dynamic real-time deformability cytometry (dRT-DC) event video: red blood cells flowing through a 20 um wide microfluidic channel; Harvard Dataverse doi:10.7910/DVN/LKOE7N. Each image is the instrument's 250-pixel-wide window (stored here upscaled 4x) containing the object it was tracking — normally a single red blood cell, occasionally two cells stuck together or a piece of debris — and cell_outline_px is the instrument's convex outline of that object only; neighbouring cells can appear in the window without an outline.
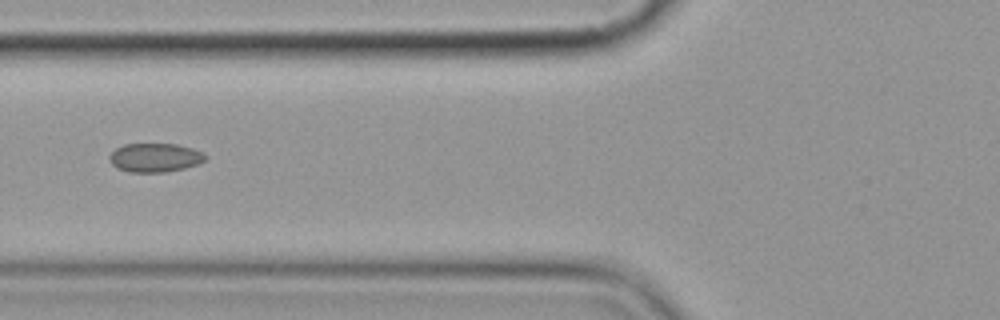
{"species": "common noctule bat (a hibernating species)", "species_latin": "Nyctalus noctula", "temperature_condition": "cold", "stored_images_in_passage": 9, "camera_frame_rate_fps": 3000, "um_per_image_px": 0.085, "animal": {"sex": "female", "body_mass_g": 19.9}, "frame": {"image": 1, "passage_image": 7, "time_ms": 7.0, "image_size_px": [1000, 320], "cell_outline_px": [[208, 156], [204, 160], [196, 164], [184, 168], [164, 172], [128, 172], [116, 168], [108, 160], [108, 156], [116, 148], [124, 144], [176, 144], [192, 148]], "centroid_in_image_um": [13.12, 13.4], "position_along_channel_um": 112.7, "area_um2": 16.07}}
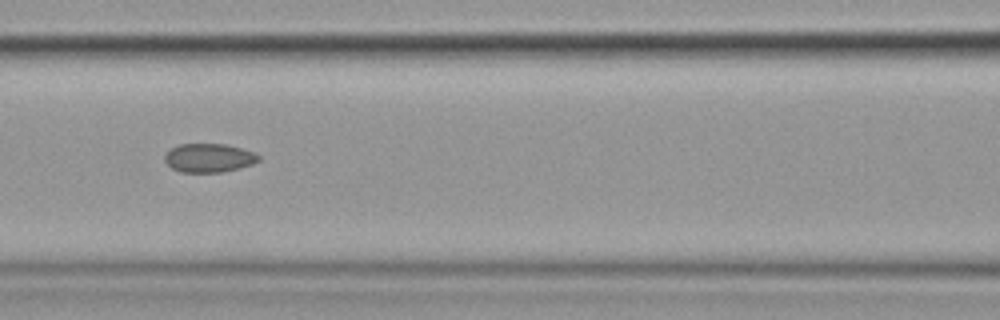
{"frame": {"image": 2, "passage_image": 8, "time_ms": 8.0, "image_size_px": [1000, 320], "cell_outline_px": [[260, 160], [252, 164], [240, 168], [224, 172], [180, 172], [172, 168], [164, 160], [164, 156], [172, 148], [180, 144], [224, 144], [240, 148], [252, 152], [260, 156]], "centroid_in_image_um": [17.76, 13.43], "position_along_channel_um": 148.8, "area_um2": 15.61}}
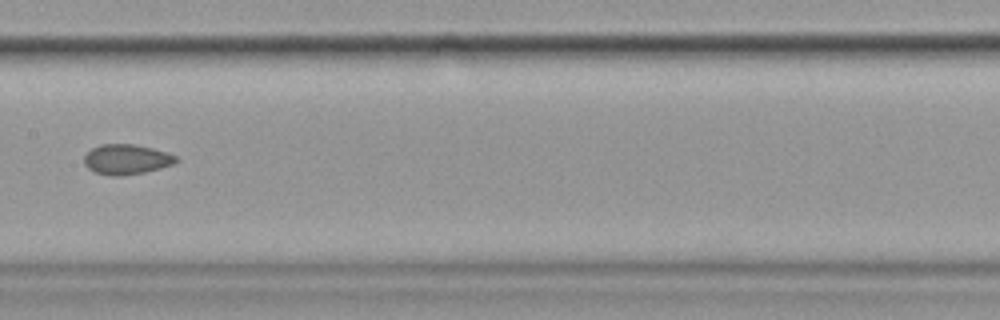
{"frame": {"image": 3, "passage_image": 9, "time_ms": 9.333, "image_size_px": [1000, 320], "cell_outline_px": [[180, 160], [172, 164], [160, 168], [144, 172], [120, 176], [112, 176], [96, 172], [88, 168], [84, 164], [84, 156], [92, 148], [100, 144], [136, 144], [168, 152], [176, 156]], "centroid_in_image_um": [10.76, 13.53], "position_along_channel_um": 196.6, "area_um2": 16.13}}